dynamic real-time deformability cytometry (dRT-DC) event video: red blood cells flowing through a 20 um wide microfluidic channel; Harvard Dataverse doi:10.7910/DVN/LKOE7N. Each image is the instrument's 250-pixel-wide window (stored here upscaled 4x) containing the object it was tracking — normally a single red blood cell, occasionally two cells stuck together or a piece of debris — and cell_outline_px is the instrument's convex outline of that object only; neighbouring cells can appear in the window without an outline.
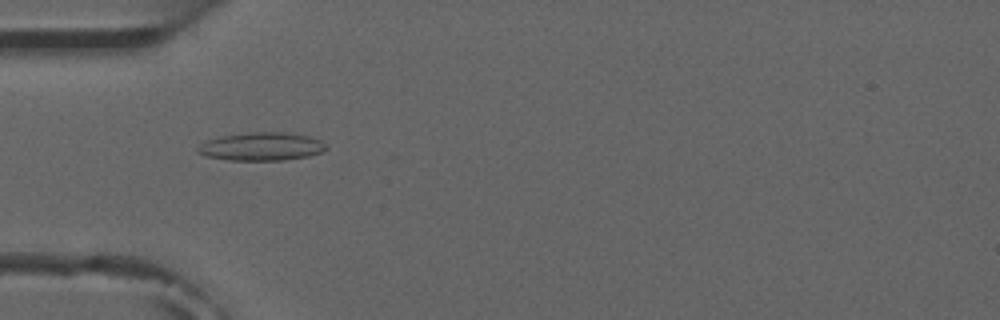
{"species": "common noctule bat (a hibernating species)", "species_latin": "Nyctalus noctula", "temperature_condition": "room temperature", "stored_images_in_passage": 7, "camera_frame_rate_fps": 3000, "um_per_image_px": 0.085, "animal": {"sex": "male", "forearm_length_mm": 52.5}, "frame": {"image": 1, "passage_image": 5, "time_ms": 4.667, "image_size_px": [1000, 320], "cell_outline_px": [[328, 148], [320, 152], [308, 156], [284, 160], [228, 160], [204, 156], [196, 152], [196, 148], [200, 144], [208, 140], [224, 136], [252, 132], [284, 132], [308, 136], [320, 140]], "centroid_in_image_um": [22.2, 12.46], "position_along_channel_um": 62.8, "area_um2": 20.92}}
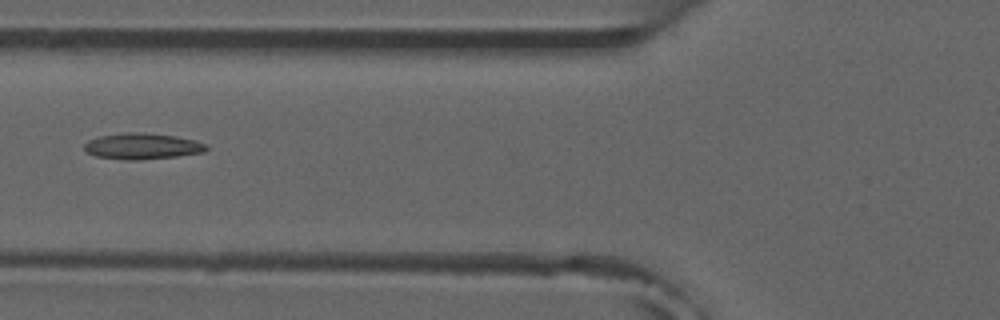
{"frame": {"image": 2, "passage_image": 6, "time_ms": 6.0, "image_size_px": [1000, 320], "cell_outline_px": [[208, 148], [204, 152], [176, 156], [136, 160], [128, 160], [96, 156], [88, 152], [84, 148], [84, 144], [88, 140], [100, 136], [124, 132], [140, 132], [176, 136], [192, 140], [204, 144]], "centroid_in_image_um": [12.06, 12.42], "position_along_channel_um": 113.7, "area_um2": 18.26}}
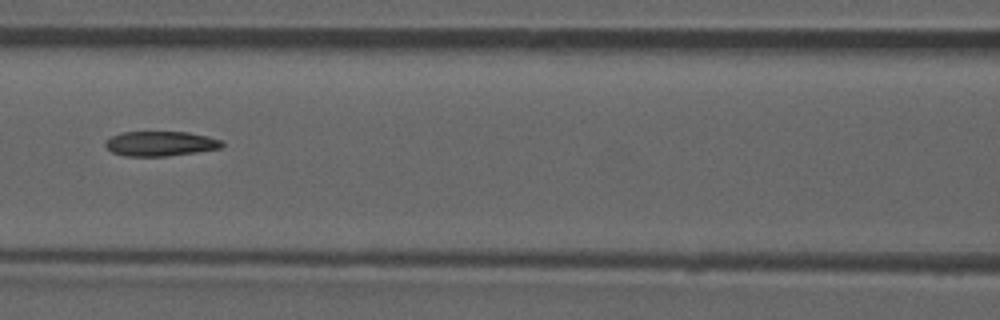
{"frame": {"image": 3, "passage_image": 7, "time_ms": 7.0, "image_size_px": [1000, 320], "cell_outline_px": [[224, 144], [220, 148], [196, 152], [168, 156], [124, 156], [112, 152], [104, 144], [112, 136], [120, 132], [188, 132], [208, 136], [220, 140]], "centroid_in_image_um": [13.63, 12.21], "position_along_channel_um": 153.0, "area_um2": 16.76}}